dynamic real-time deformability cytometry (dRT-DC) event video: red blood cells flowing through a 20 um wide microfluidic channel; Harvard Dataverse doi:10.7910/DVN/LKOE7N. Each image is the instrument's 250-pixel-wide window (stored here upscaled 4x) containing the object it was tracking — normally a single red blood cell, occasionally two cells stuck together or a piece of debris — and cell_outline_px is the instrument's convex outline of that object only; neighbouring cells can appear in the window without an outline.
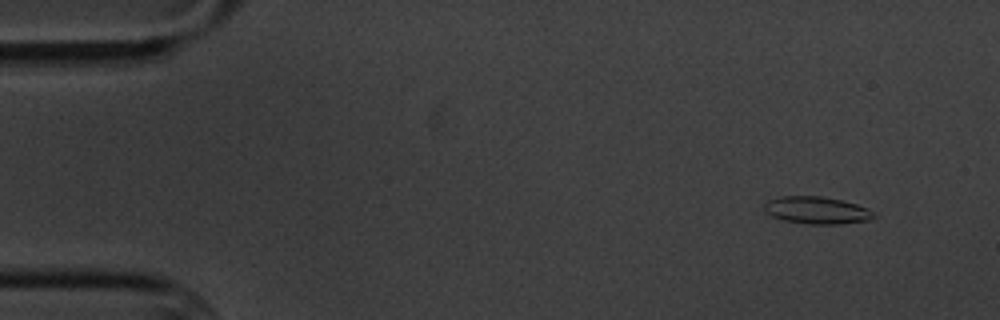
{"species": "common noctule bat (a hibernating species)", "species_latin": "Nyctalus noctula", "temperature_condition": "cold", "stored_images_in_passage": 6, "camera_frame_rate_fps": 3000, "um_per_image_px": 0.085, "animal": {"sex": "male", "body_mass_g": 20.1, "forearm_length_mm": 53.5}, "frame": {"image": 1, "passage_image": 1, "time_ms": 0.0, "image_size_px": [1000, 320], "cell_outline_px": [[876, 216], [868, 220], [840, 224], [808, 224], [784, 220], [772, 216], [764, 208], [764, 204], [768, 200], [780, 196], [820, 196], [840, 200], [856, 204], [868, 208]], "centroid_in_image_um": [69.42, 17.87], "position_along_channel_um": 15.6, "area_um2": 17.22}}
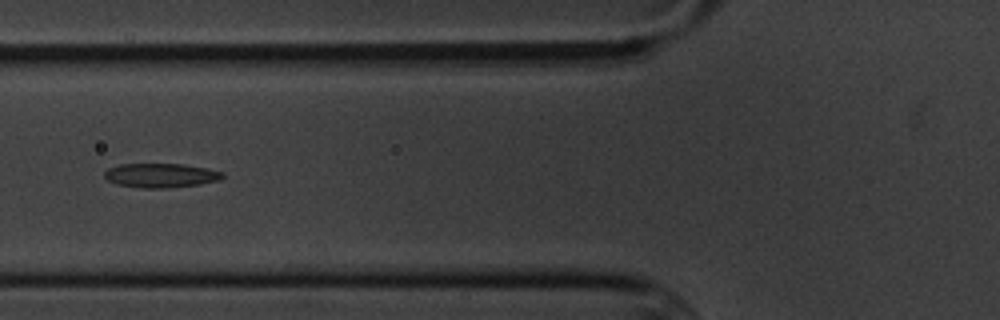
{"frame": {"image": 2, "passage_image": 6, "time_ms": 5.667, "image_size_px": [1000, 320], "cell_outline_px": [[224, 176], [220, 180], [200, 184], [164, 188], [144, 188], [116, 184], [108, 180], [104, 176], [104, 172], [108, 168], [120, 164], [184, 164], [224, 172]], "centroid_in_image_um": [13.66, 14.91], "position_along_channel_um": 112.1, "area_um2": 16.59}}